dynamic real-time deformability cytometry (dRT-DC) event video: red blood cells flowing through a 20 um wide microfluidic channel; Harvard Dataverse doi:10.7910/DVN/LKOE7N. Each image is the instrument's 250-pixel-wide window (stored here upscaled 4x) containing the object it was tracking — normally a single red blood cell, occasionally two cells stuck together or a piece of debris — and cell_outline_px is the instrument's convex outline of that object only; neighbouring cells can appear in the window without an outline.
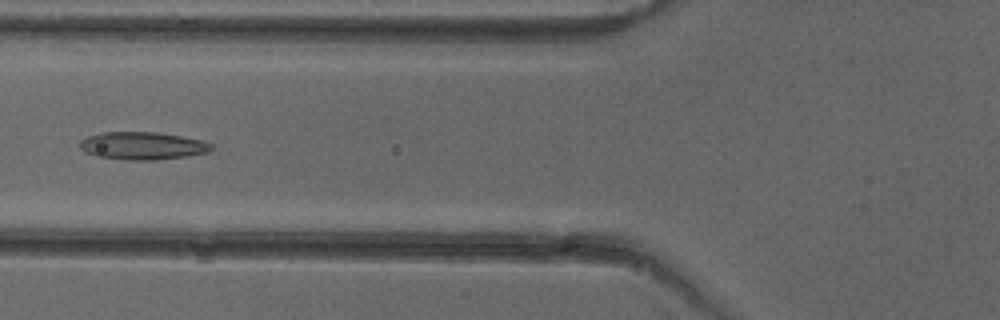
{"species": "common noctule bat (a hibernating species)", "species_latin": "Nyctalus noctula", "temperature_condition": "cold", "stored_images_in_passage": 44, "camera_frame_rate_fps": 3000, "um_per_image_px": 0.085, "animal": {"sex": "female"}, "frame": {"image": 1, "passage_image": 13, "time_ms": 4.0, "image_size_px": [1000, 320], "cell_outline_px": [[212, 148], [208, 152], [188, 156], [156, 160], [124, 160], [96, 156], [84, 152], [80, 148], [80, 140], [88, 136], [100, 132], [156, 132], [204, 140], [212, 144]], "centroid_in_image_um": [12.1, 12.39], "position_along_channel_um": 113.7, "area_um2": 21.39}}
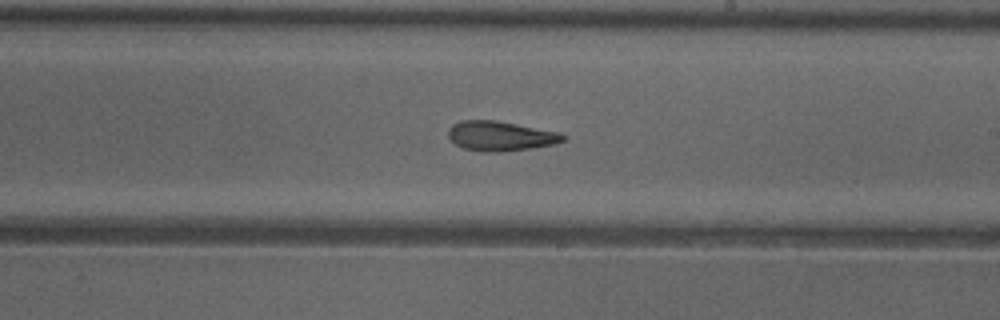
{"frame": {"image": 2, "passage_image": 23, "time_ms": 7.333, "image_size_px": [1000, 320], "cell_outline_px": [[568, 136], [564, 140], [556, 144], [532, 148], [500, 152], [484, 152], [464, 148], [456, 144], [448, 136], [448, 128], [452, 124], [460, 120], [496, 120], [560, 132]], "centroid_in_image_um": [42.56, 11.56], "position_along_channel_um": 246.4, "area_um2": 20.06}}
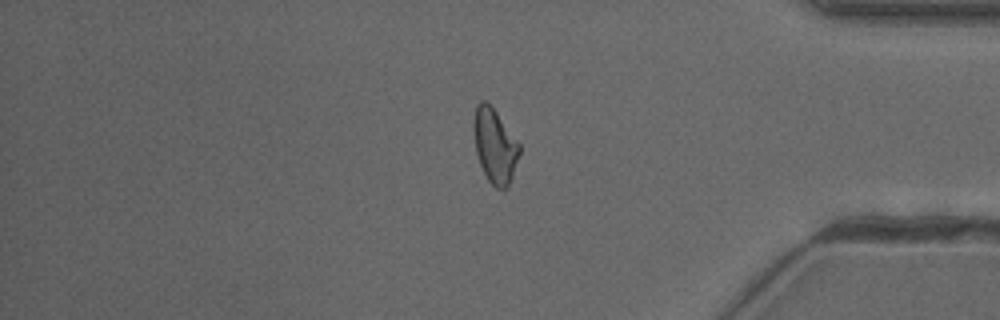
{"frame": {"image": 3, "passage_image": 36, "time_ms": 11.667, "image_size_px": [1000, 320], "cell_outline_px": [[520, 152], [508, 188], [496, 188], [488, 180], [480, 164], [476, 152], [472, 132], [472, 124], [476, 104], [480, 100], [484, 100], [496, 112], [520, 144]], "centroid_in_image_um": [42.03, 12.38], "position_along_channel_um": 393.2, "area_um2": 19.77}, "authors_computed_cell_mechanics": {"area_um2": 20.2589, "velocity_mm_per_s": 3.9799, "shape_relaxation_time_tau1_ms": null, "shape_relaxation_time_tau2_ms": 2.9997, "deformation_change_tau1": null, "deformation_change_tau2": 0.1214}}